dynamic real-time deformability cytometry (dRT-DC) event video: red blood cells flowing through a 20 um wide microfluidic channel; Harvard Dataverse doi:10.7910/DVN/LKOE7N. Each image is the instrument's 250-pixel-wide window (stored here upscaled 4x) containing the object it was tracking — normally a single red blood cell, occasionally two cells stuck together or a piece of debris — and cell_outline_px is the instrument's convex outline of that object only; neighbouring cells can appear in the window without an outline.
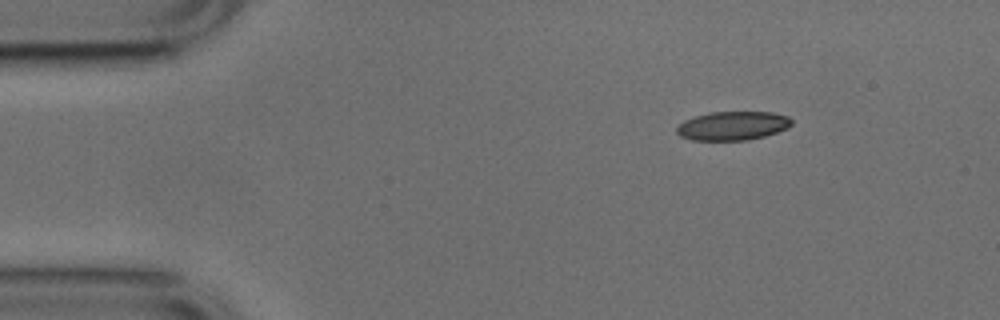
{"species": "common noctule bat (a hibernating species)", "species_latin": "Nyctalus noctula", "temperature_condition": "cold", "stored_images_in_passage": 4, "segment_of_instrument_passage": [1, 2], "camera_frame_rate_fps": 3000, "um_per_image_px": 0.085, "animal": {"sex": "male", "body_mass_g": 17.9, "forearm_length_mm": 54.2}, "frame": {"image": 1, "passage_image": 1, "time_ms": 0.0, "image_size_px": [1000, 320], "cell_outline_px": [[792, 124], [788, 128], [764, 136], [748, 140], [692, 140], [680, 136], [676, 132], [676, 128], [684, 120], [708, 112], [772, 112], [788, 116], [792, 120]], "centroid_in_image_um": [62.28, 10.69], "position_along_channel_um": 22.7, "area_um2": 19.31}}